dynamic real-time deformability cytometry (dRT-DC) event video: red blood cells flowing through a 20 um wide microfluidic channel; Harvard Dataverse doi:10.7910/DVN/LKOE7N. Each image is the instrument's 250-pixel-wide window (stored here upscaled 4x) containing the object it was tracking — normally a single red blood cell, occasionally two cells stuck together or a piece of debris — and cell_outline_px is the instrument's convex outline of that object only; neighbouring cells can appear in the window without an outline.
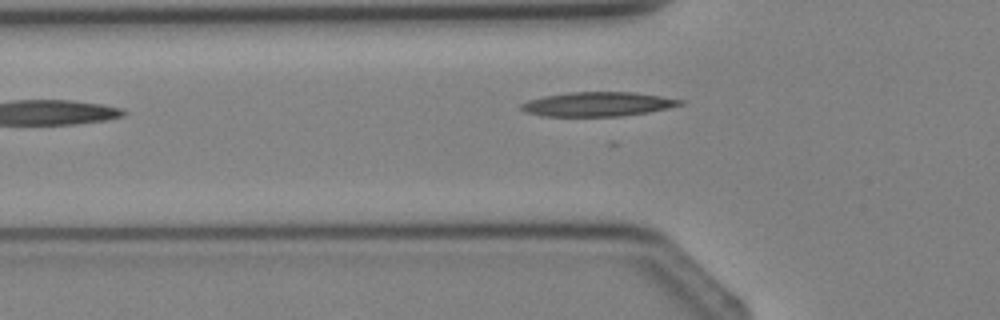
{"species": "Egyptian fruit bat (a non-hibernating species)", "species_latin": "Rousettus aegyptiacus", "temperature_condition": "cold", "stored_images_in_passage": 5, "segment_of_instrument_passage": [1, 2], "camera_frame_rate_fps": 3000, "um_per_image_px": 0.085, "animal": {"sex": "female"}, "frame": {"image": 1, "passage_image": 4, "time_ms": 3.333, "image_size_px": [1000, 320], "cell_outline_px": [[684, 104], [668, 108], [648, 112], [620, 116], [544, 116], [524, 112], [520, 108], [520, 104], [528, 100], [544, 96], [572, 92], [632, 92], [660, 96], [684, 100]], "centroid_in_image_um": [50.8, 8.85], "position_along_channel_um": 75.0, "area_um2": 22.43}}